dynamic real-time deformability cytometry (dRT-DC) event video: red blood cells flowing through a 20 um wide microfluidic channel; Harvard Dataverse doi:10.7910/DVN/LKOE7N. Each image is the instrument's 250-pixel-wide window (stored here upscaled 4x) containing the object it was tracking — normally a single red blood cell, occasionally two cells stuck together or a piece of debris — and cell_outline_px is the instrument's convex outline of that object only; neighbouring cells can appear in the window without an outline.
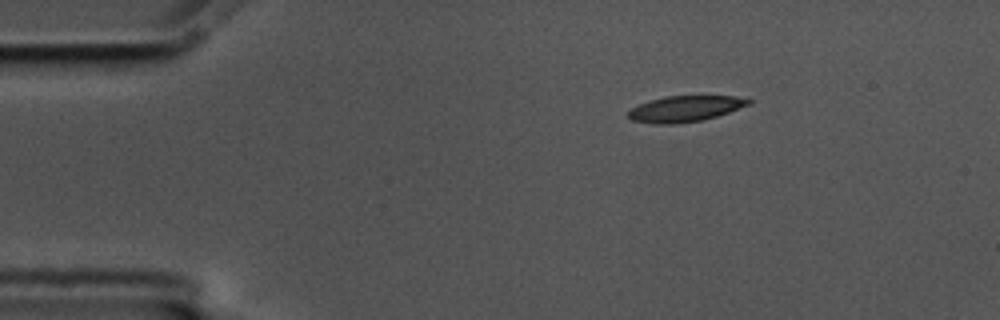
{"species": "common noctule bat (a hibernating species)", "species_latin": "Nyctalus noctula", "temperature_condition": "cold", "stored_images_in_passage": 4, "segment_of_instrument_passage": [2, 2], "camera_frame_rate_fps": 3000, "um_per_image_px": 0.085, "animal": {"sex": "male", "body_mass_g": 17.5, "forearm_length_mm": 52.3}, "frame": {"image": 1, "passage_image": 4, "time_ms": 1.0, "image_size_px": [1000, 320], "cell_outline_px": [[752, 104], [716, 116], [700, 120], [672, 124], [652, 124], [632, 120], [628, 116], [628, 112], [632, 108], [648, 100], [664, 96], [736, 96], [752, 100]], "centroid_in_image_um": [58.22, 9.23], "position_along_channel_um": 26.8, "area_um2": 18.09}}